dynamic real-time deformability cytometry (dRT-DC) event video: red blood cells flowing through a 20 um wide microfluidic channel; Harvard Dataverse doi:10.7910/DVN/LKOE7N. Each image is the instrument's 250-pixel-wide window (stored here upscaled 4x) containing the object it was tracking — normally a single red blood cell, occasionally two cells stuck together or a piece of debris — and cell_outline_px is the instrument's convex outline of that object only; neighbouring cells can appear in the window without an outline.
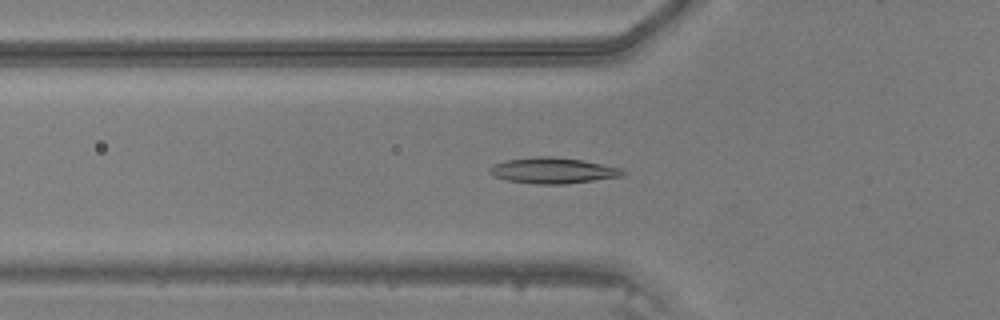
{"species": "common noctule bat (a hibernating species)", "species_latin": "Nyctalus noctula", "temperature_condition": "warm", "stored_images_in_passage": 46, "camera_frame_rate_fps": 3000, "um_per_image_px": 0.085, "animal": {"sex": "male", "body_mass_g": 20.5, "forearm_length_mm": 52.5}, "frame": {"image": 1, "passage_image": 16, "time_ms": 5.0, "image_size_px": [1000, 320], "cell_outline_px": [[624, 176], [564, 184], [536, 184], [508, 180], [496, 176], [488, 172], [488, 168], [492, 164], [504, 160], [536, 156], [552, 156], [584, 160], [620, 168], [624, 172]], "centroid_in_image_um": [46.96, 14.48], "position_along_channel_um": 78.8, "area_um2": 20.06}}
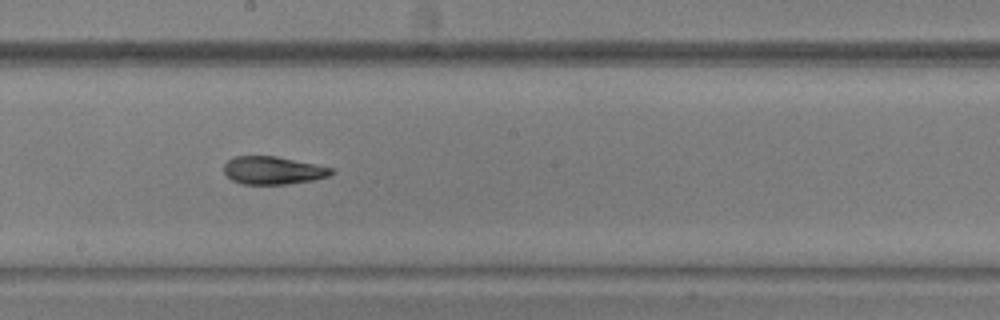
{"frame": {"image": 2, "passage_image": 26, "time_ms": 8.333, "image_size_px": [1000, 320], "cell_outline_px": [[336, 172], [328, 176], [312, 180], [288, 184], [240, 184], [232, 180], [224, 172], [224, 164], [232, 156], [276, 156], [316, 164], [332, 168]], "centroid_in_image_um": [23.2, 14.48], "position_along_channel_um": 225.0, "area_um2": 17.51}}
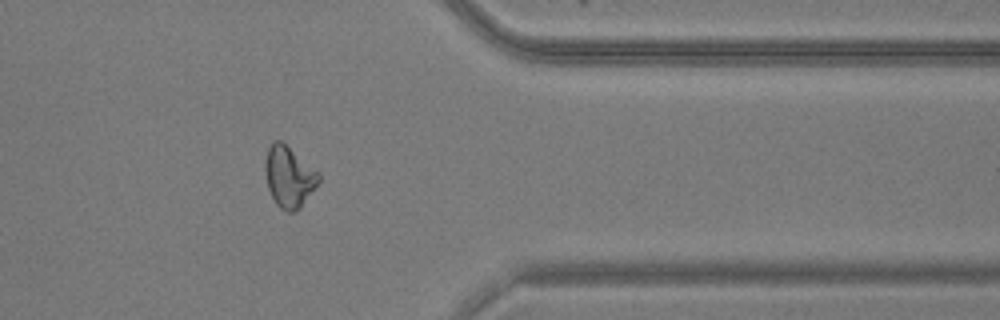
{"frame": {"image": 3, "passage_image": 38, "time_ms": 12.333, "image_size_px": [1000, 320], "cell_outline_px": [[320, 180], [300, 208], [296, 212], [288, 212], [280, 208], [276, 204], [268, 188], [264, 172], [264, 164], [268, 148], [272, 140], [280, 140], [320, 172]], "centroid_in_image_um": [24.55, 15.02], "position_along_channel_um": 386.8, "area_um2": 19.13}}